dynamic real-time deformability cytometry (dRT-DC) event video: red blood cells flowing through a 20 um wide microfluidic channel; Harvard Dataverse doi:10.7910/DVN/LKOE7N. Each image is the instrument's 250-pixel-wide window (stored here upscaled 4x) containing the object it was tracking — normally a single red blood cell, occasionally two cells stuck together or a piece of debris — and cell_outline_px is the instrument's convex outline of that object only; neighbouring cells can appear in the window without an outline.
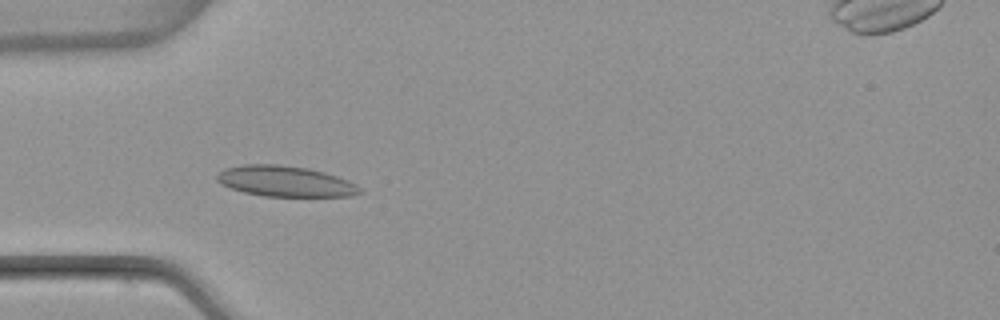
{"species": "common noctule bat (a hibernating species)", "species_latin": "Nyctalus noctula", "temperature_condition": "warm", "stored_images_in_passage": 52, "camera_frame_rate_fps": 3000, "um_per_image_px": 0.085, "animal": {"sex": "female", "body_mass_g": 22.7, "forearm_length_mm": 54.2}, "frame": {"image": 1, "passage_image": 16, "time_ms": 5.0, "image_size_px": [1000, 320], "cell_outline_px": [[364, 192], [352, 196], [264, 196], [244, 192], [220, 184], [216, 180], [216, 176], [224, 168], [244, 164], [276, 164], [308, 168], [324, 172], [348, 180], [356, 184]], "centroid_in_image_um": [24.25, 15.41], "position_along_channel_um": 60.8, "area_um2": 25.55}}
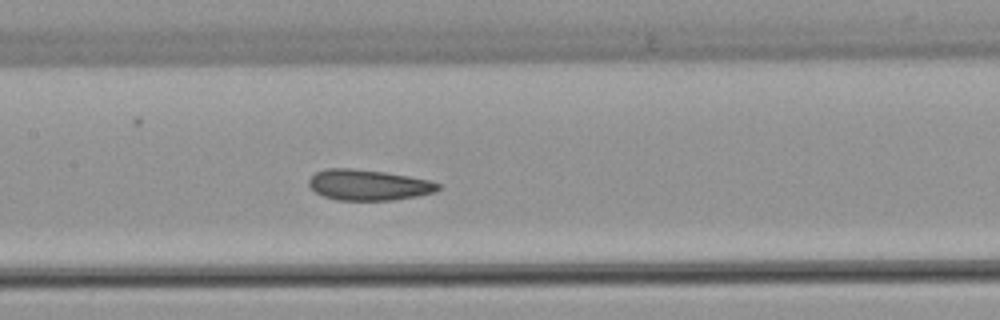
{"frame": {"image": 2, "passage_image": 25, "time_ms": 8.0, "image_size_px": [1000, 320], "cell_outline_px": [[440, 188], [436, 192], [416, 196], [392, 200], [336, 200], [324, 196], [316, 192], [308, 184], [308, 180], [316, 172], [324, 168], [352, 168], [384, 172], [408, 176], [428, 180], [440, 184]], "centroid_in_image_um": [31.3, 15.72], "position_along_channel_um": 176.1, "area_um2": 23.06}}
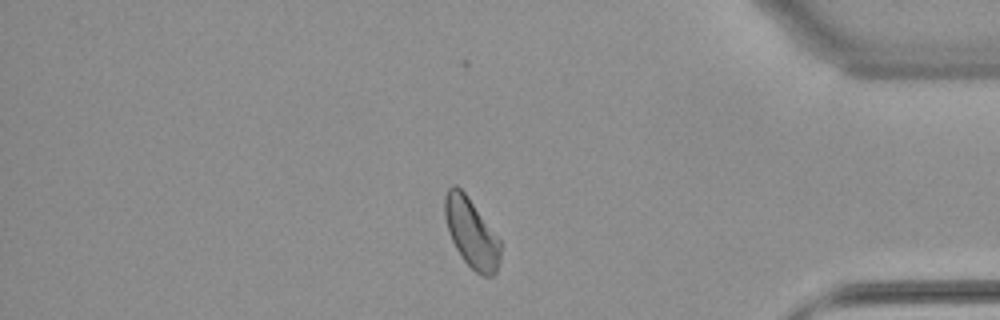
{"frame": {"image": 3, "passage_image": 44, "time_ms": 14.333, "image_size_px": [1000, 320], "cell_outline_px": [[500, 264], [496, 272], [492, 276], [484, 276], [476, 272], [464, 260], [456, 248], [452, 240], [444, 216], [444, 196], [448, 188], [452, 184], [456, 184], [464, 192], [500, 240]], "centroid_in_image_um": [40.06, 19.79], "position_along_channel_um": 395.1, "area_um2": 22.14}, "authors_computed_cell_mechanics": {"area_um2": 23.409, "velocity_mm_per_s": 3.9296, "shape_relaxation_time_tau1_ms": 6.545, "shape_relaxation_time_tau2_ms": 3.0003, "deformation_change_tau1": 0.1211, "deformation_change_tau2": 0.0854}}